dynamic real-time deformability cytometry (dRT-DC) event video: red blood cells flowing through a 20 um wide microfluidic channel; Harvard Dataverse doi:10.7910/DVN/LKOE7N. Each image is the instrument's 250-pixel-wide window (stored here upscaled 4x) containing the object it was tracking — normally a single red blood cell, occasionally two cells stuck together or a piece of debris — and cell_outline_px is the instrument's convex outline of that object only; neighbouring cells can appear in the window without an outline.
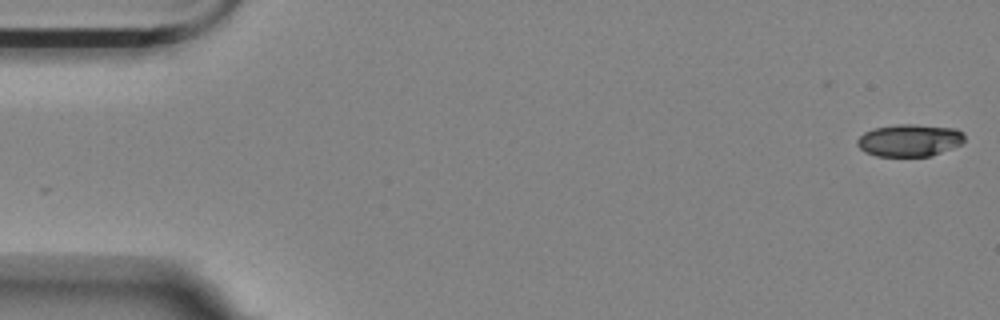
{"species": "Egyptian fruit bat (a non-hibernating species)", "species_latin": "Rousettus aegyptiacus", "temperature_condition": "room temperature", "stored_images_in_passage": 16, "camera_frame_rate_fps": 3000, "um_per_image_px": 0.085, "animal": {"sex": "female"}, "frame": {"image": 1, "passage_image": 1, "time_ms": 0.0, "image_size_px": [1000, 320], "cell_outline_px": [[964, 140], [960, 144], [932, 156], [876, 156], [864, 152], [856, 144], [856, 140], [864, 132], [872, 128], [896, 124], [912, 124], [956, 128], [964, 132]], "centroid_in_image_um": [77.28, 11.92], "position_along_channel_um": 7.7, "area_um2": 20.35}}
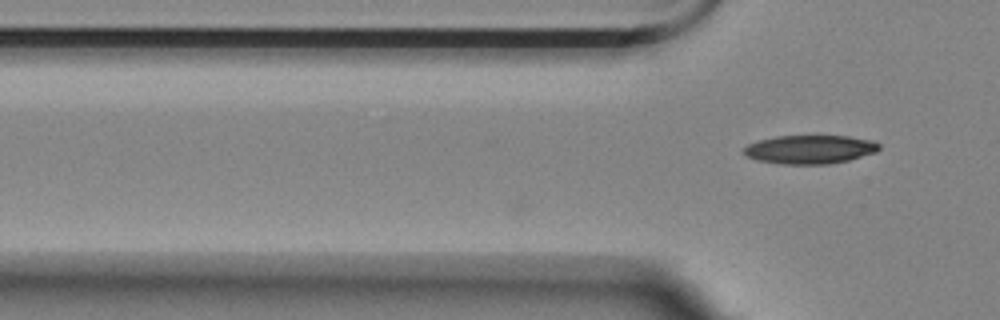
{"frame": {"image": 2, "passage_image": 16, "time_ms": 5.0, "image_size_px": [1000, 320], "cell_outline_px": [[880, 148], [876, 152], [848, 160], [828, 164], [780, 164], [756, 160], [748, 156], [744, 152], [744, 148], [748, 144], [760, 140], [776, 136], [848, 136], [872, 140], [880, 144]], "centroid_in_image_um": [68.86, 12.7], "position_along_channel_um": 56.9, "area_um2": 22.48}}